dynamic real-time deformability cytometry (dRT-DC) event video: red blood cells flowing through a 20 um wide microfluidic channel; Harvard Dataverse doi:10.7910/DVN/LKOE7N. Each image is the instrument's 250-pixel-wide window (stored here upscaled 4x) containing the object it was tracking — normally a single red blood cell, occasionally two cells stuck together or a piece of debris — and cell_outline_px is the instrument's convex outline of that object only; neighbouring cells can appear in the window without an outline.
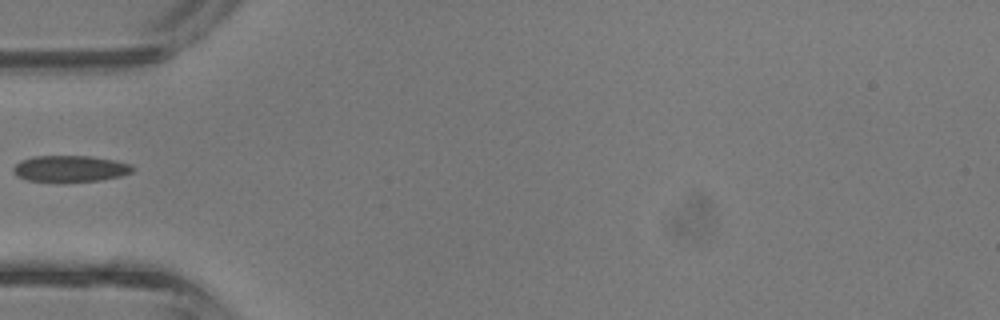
{"species": "common noctule bat (a hibernating species)", "species_latin": "Nyctalus noctula", "temperature_condition": "room temperature", "stored_images_in_passage": 1, "camera_frame_rate_fps": 3000, "um_per_image_px": 0.085, "animal": {"sex": "male", "body_mass_g": 13.3}, "frame": {"image": 1, "passage_image": 1, "time_ms": 0.0, "image_size_px": [1000, 320], "cell_outline_px": [[136, 168], [132, 172], [120, 176], [100, 180], [28, 180], [16, 176], [12, 172], [12, 168], [20, 160], [32, 156], [88, 156], [112, 160], [132, 164]], "centroid_in_image_um": [5.95, 14.31], "position_along_channel_um": 79.0, "area_um2": 17.92}}